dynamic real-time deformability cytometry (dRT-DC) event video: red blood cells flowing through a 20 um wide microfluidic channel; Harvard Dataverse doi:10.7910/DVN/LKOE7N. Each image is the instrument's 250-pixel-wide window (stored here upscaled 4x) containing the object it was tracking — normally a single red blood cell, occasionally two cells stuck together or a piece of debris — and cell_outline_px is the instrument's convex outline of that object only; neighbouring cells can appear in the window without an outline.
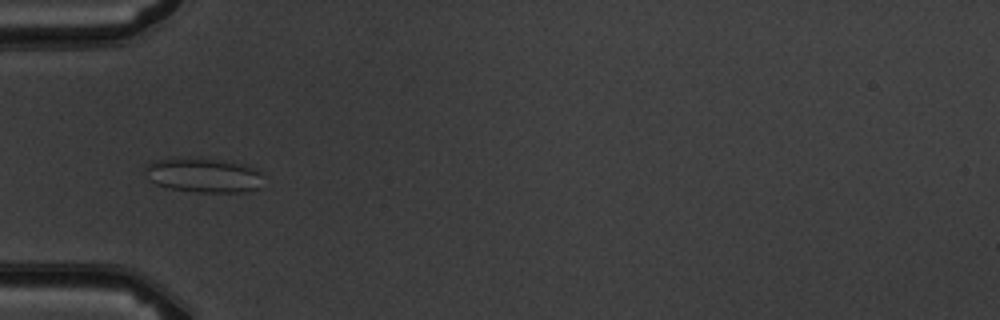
{"species": "common noctule bat (a hibernating species)", "species_latin": "Nyctalus noctula", "temperature_condition": "warm", "stored_images_in_passage": 7, "camera_frame_rate_fps": 3000, "um_per_image_px": 0.085, "animal": {"sex": "male", "body_mass_g": 19.5, "forearm_length_mm": 54.6}, "frame": {"image": 1, "passage_image": 6, "time_ms": 5.667, "image_size_px": [1000, 320], "cell_outline_px": [[260, 172], [256, 188], [244, 192], [196, 192], [172, 188], [156, 184], [148, 180], [144, 168], [148, 164], [156, 160], [196, 156], [208, 156], [244, 164]], "centroid_in_image_um": [17.23, 14.85], "position_along_channel_um": 67.8, "area_um2": 23.87}}
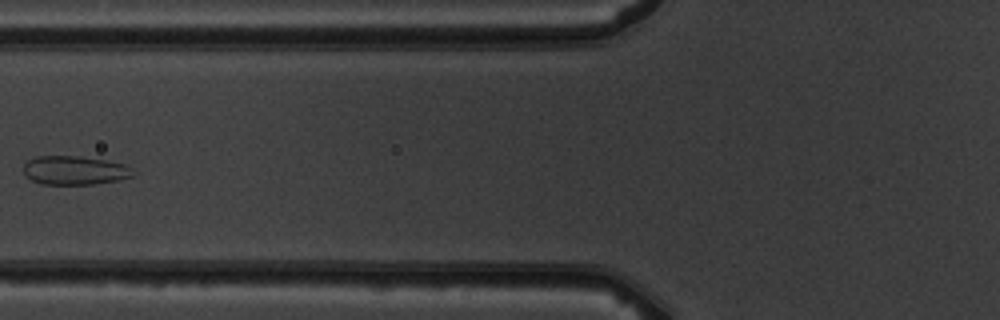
{"frame": {"image": 2, "passage_image": 7, "time_ms": 7.0, "image_size_px": [1000, 320], "cell_outline_px": [[132, 176], [120, 180], [92, 184], [44, 184], [32, 180], [24, 176], [24, 164], [28, 160], [36, 156], [80, 156], [104, 160], [124, 164], [128, 168]], "centroid_in_image_um": [6.28, 14.48], "position_along_channel_um": 119.5, "area_um2": 18.15}}